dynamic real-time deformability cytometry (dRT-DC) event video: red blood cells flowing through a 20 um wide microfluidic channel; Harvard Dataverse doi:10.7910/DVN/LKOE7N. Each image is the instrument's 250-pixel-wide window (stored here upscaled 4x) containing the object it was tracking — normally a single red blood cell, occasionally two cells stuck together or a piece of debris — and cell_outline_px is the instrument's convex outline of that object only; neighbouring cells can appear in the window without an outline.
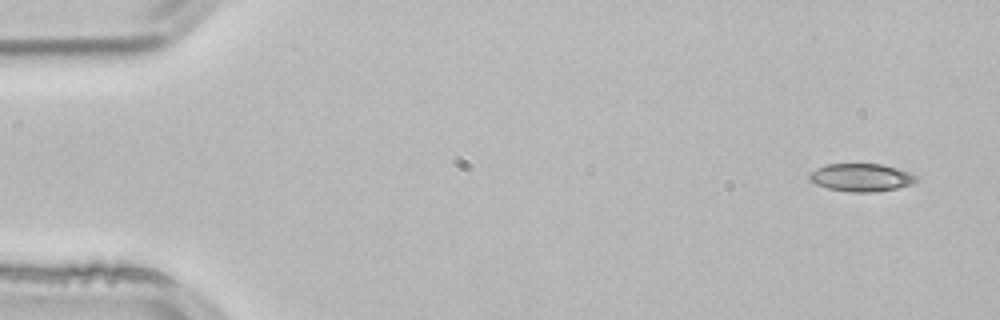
{"species": "common noctule bat (a hibernating species)", "species_latin": "Nyctalus noctula", "temperature_condition": "room temperature", "stored_images_in_passage": 4, "camera_frame_rate_fps": 3000, "um_per_image_px": 0.085, "animal": {"sex": "male", "body_mass_g": 21.5, "forearm_length_mm": 52.0}, "frame": {"image": 1, "passage_image": 1, "time_ms": 0.0, "image_size_px": [1000, 320], "cell_outline_px": [[916, 180], [912, 184], [896, 188], [872, 192], [852, 192], [828, 188], [816, 184], [808, 180], [808, 172], [816, 168], [828, 164], [884, 164], [908, 172], [916, 176]], "centroid_in_image_um": [73.15, 15.08], "position_along_channel_um": 11.9, "area_um2": 17.28}}